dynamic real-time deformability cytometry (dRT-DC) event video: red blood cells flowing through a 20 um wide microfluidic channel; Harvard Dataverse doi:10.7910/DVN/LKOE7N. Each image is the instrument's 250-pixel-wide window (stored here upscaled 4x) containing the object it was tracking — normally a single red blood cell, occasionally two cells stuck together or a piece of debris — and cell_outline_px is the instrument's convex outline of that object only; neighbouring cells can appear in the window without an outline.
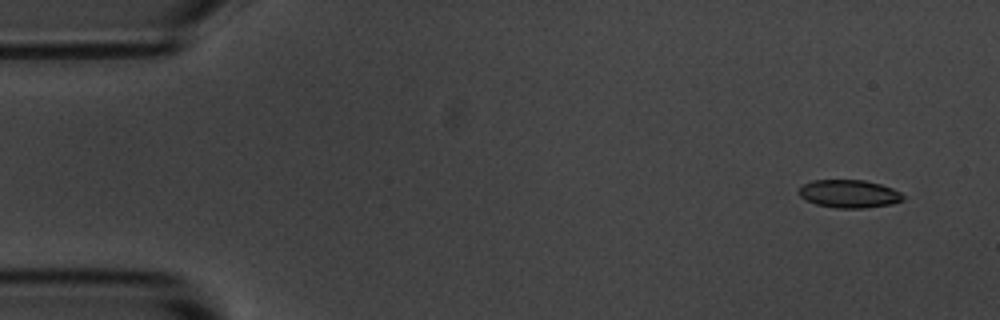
{"species": "common noctule bat (a hibernating species)", "species_latin": "Nyctalus noctula", "temperature_condition": "room temperature", "stored_images_in_passage": 5, "camera_frame_rate_fps": 3000, "um_per_image_px": 0.085, "animal": {"sex": "male", "body_mass_g": 20.1, "forearm_length_mm": 53.5}, "frame": {"image": 1, "passage_image": 1, "time_ms": 0.0, "image_size_px": [1000, 320], "cell_outline_px": [[904, 200], [892, 204], [864, 208], [836, 208], [816, 204], [800, 196], [796, 192], [804, 184], [812, 180], [864, 180], [880, 184], [892, 188], [900, 192], [904, 196]], "centroid_in_image_um": [72.18, 16.47], "position_along_channel_um": 12.8, "area_um2": 16.99}}
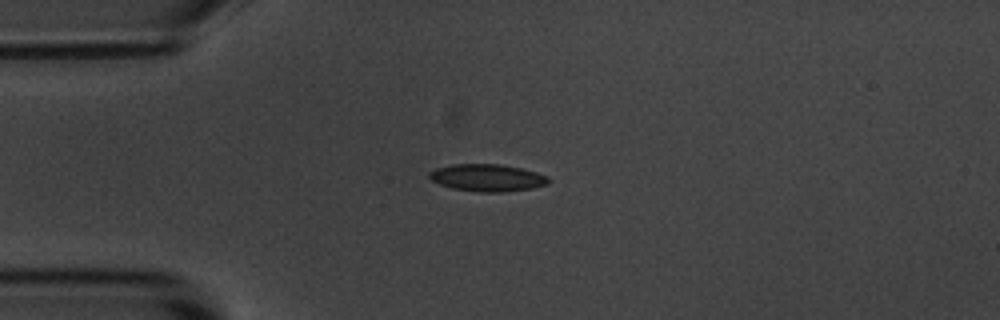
{"frame": {"image": 2, "passage_image": 4, "time_ms": 3.333, "image_size_px": [1000, 320], "cell_outline_px": [[552, 180], [548, 184], [532, 188], [500, 192], [480, 192], [452, 188], [440, 184], [432, 180], [428, 176], [428, 172], [436, 168], [452, 164], [500, 164], [520, 168], [536, 172], [548, 176]], "centroid_in_image_um": [41.43, 15.1], "position_along_channel_um": 43.6, "area_um2": 18.9}}
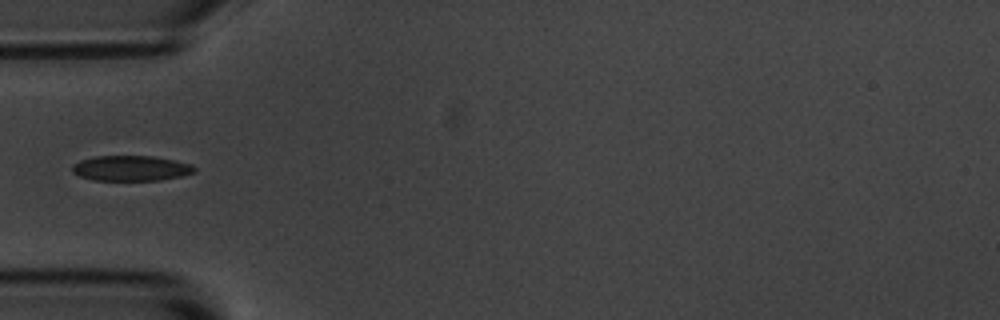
{"frame": {"image": 3, "passage_image": 5, "time_ms": 4.667, "image_size_px": [1000, 320], "cell_outline_px": [[196, 172], [184, 176], [160, 180], [92, 180], [80, 176], [72, 172], [72, 164], [80, 160], [92, 156], [152, 156], [176, 160], [192, 164], [196, 168]], "centroid_in_image_um": [11.15, 14.3], "position_along_channel_um": 73.8, "area_um2": 18.26}}